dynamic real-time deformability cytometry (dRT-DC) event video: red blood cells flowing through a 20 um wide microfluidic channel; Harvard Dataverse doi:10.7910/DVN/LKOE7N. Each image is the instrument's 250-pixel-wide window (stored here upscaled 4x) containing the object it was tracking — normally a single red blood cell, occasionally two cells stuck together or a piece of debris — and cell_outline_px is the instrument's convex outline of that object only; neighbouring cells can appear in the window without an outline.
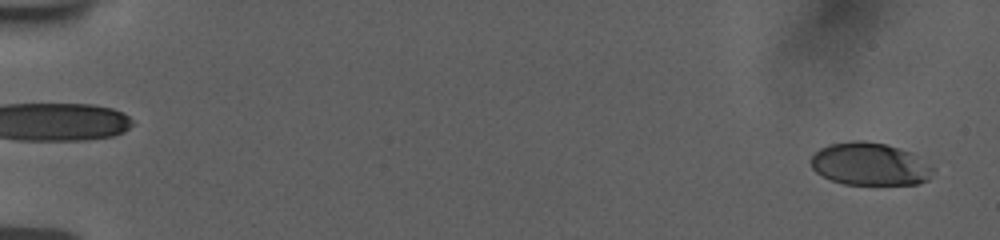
{"species": "human", "species_latin": "Homo sapiens", "temperature_condition": "room temperature", "stored_images_in_passage": 56, "camera_frame_rate_fps": 3000, "um_per_image_px": 0.085, "donor": {"sex": "female"}, "frame": {"image": 1, "passage_image": 2, "time_ms": 0.333, "image_size_px": [1000, 240], "cell_outline_px": [[936, 168], [928, 180], [916, 184], [844, 184], [832, 180], [816, 172], [812, 168], [812, 156], [820, 148], [828, 144], [852, 140], [864, 140], [884, 144], [912, 152]], "centroid_in_image_um": [73.97, 13.94], "position_along_channel_um": 11.0, "area_um2": 30.4}}
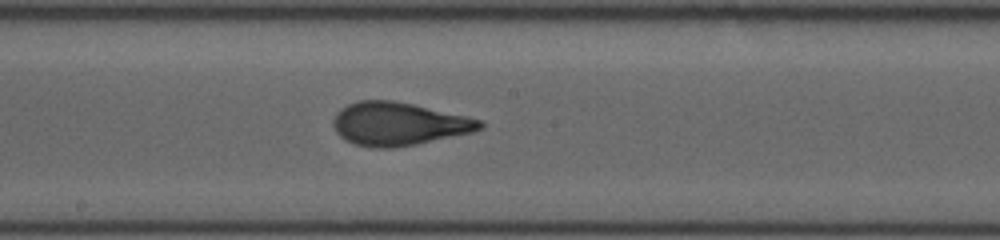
{"frame": {"image": 2, "passage_image": 32, "time_ms": 10.333, "image_size_px": [1000, 240], "cell_outline_px": [[484, 128], [472, 132], [416, 144], [392, 148], [372, 148], [356, 144], [344, 140], [336, 132], [332, 124], [332, 120], [336, 112], [340, 108], [348, 104], [360, 100], [392, 100], [412, 104], [468, 116], [480, 120], [484, 124]], "centroid_in_image_um": [33.85, 10.53], "position_along_channel_um": 214.4, "area_um2": 36.93}}
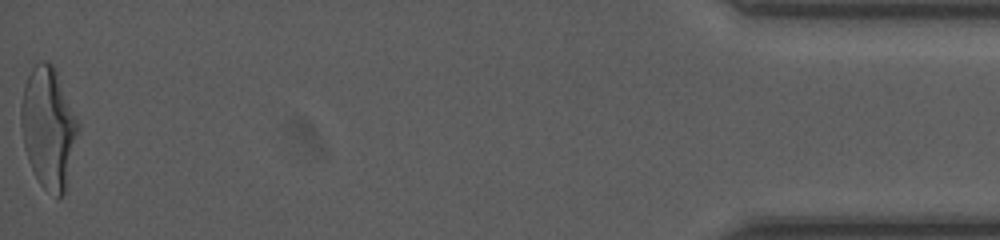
{"frame": {"image": 3, "passage_image": 56, "time_ms": 18.333, "image_size_px": [1000, 240], "cell_outline_px": [[80, 128], [64, 192], [56, 200], [40, 184], [28, 160], [24, 144], [20, 124], [20, 104], [24, 84], [32, 68], [40, 60], [48, 60], [52, 64], [56, 72], [80, 124]], "centroid_in_image_um": [4.11, 10.85], "position_along_channel_um": 431.1, "area_um2": 40.17}, "authors_computed_cell_mechanics": {"area_um2": 35.8071, "velocity_mm_per_s": 3.7773, "shape_relaxation_time_tau1_ms": 4.8397, "shape_relaxation_time_tau2_ms": 0.848, "deformation_change_tau1": 0.2134, "deformation_change_tau2": 0.0715}}